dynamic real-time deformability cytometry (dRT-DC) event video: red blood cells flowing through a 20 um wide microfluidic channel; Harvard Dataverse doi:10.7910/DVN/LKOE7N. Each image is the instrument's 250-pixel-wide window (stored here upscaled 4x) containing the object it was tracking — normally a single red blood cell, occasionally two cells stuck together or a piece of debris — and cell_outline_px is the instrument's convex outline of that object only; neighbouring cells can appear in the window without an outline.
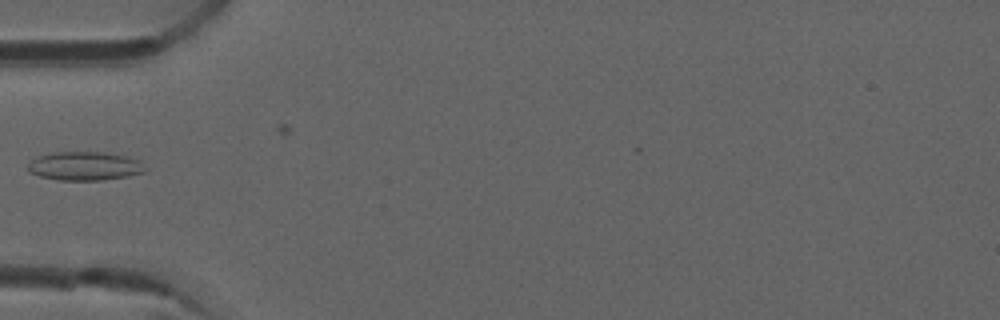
{"species": "common noctule bat (a hibernating species)", "species_latin": "Nyctalus noctula", "temperature_condition": "room temperature", "stored_images_in_passage": 32, "camera_frame_rate_fps": 3000, "um_per_image_px": 0.085, "animal": {"sex": "male", "forearm_length_mm": 52.5}, "frame": {"image": 1, "passage_image": 1, "time_ms": 0.0, "image_size_px": [1000, 320], "cell_outline_px": [[148, 168], [144, 172], [128, 176], [100, 180], [60, 180], [40, 176], [28, 172], [28, 160], [36, 156], [52, 152], [104, 152], [124, 156], [140, 160]], "centroid_in_image_um": [7.18, 14.1], "position_along_channel_um": 77.8, "area_um2": 19.83}}
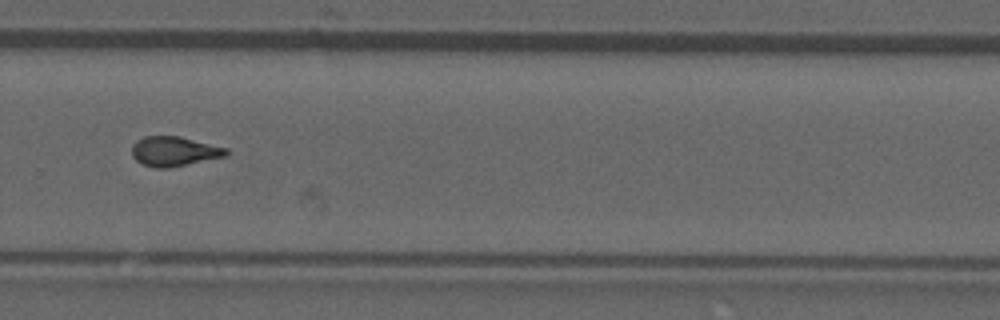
{"frame": {"image": 2, "passage_image": 19, "time_ms": 6.0, "image_size_px": [1000, 320], "cell_outline_px": [[228, 156], [168, 168], [156, 168], [144, 164], [136, 160], [132, 156], [132, 144], [136, 140], [144, 136], [180, 136], [228, 148]], "centroid_in_image_um": [14.81, 12.86], "position_along_channel_um": 315.0, "area_um2": 16.42}}